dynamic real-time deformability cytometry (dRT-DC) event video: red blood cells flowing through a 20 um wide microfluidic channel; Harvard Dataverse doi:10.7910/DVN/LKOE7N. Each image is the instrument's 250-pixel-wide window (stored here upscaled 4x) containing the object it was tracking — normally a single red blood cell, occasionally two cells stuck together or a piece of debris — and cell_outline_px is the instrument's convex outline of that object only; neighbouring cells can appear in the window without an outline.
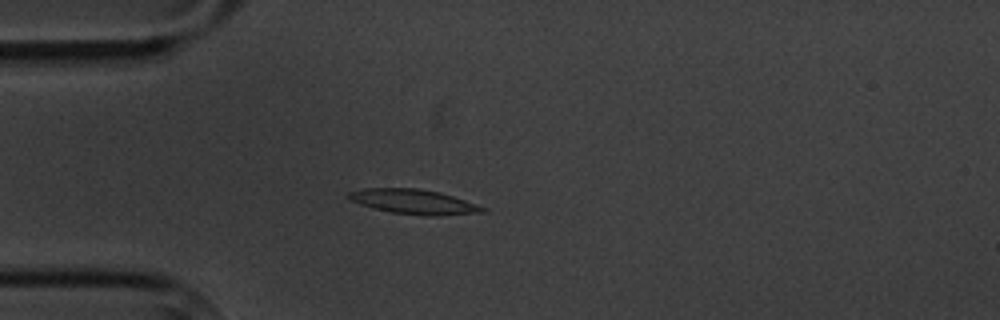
{"species": "common noctule bat (a hibernating species)", "species_latin": "Nyctalus noctula", "temperature_condition": "cold", "stored_images_in_passage": 7, "camera_frame_rate_fps": 3000, "um_per_image_px": 0.085, "animal": {"sex": "male", "body_mass_g": 20.1, "forearm_length_mm": 53.5}, "frame": {"image": 1, "passage_image": 4, "time_ms": 3.667, "image_size_px": [1000, 320], "cell_outline_px": [[488, 208], [484, 212], [436, 216], [424, 216], [392, 212], [372, 208], [360, 204], [352, 200], [348, 196], [348, 192], [364, 188], [416, 188], [440, 192]], "centroid_in_image_um": [35.18, 17.15], "position_along_channel_um": 49.8, "area_um2": 19.19}}
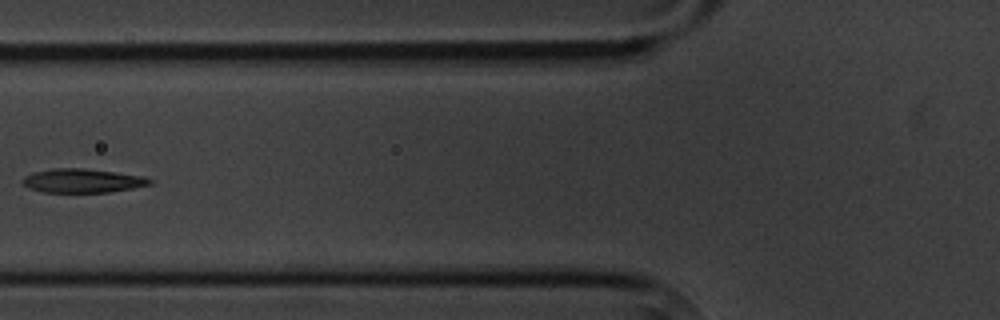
{"frame": {"image": 2, "passage_image": 6, "time_ms": 6.0, "image_size_px": [1000, 320], "cell_outline_px": [[152, 184], [112, 192], [44, 192], [28, 188], [20, 180], [24, 176], [32, 172], [52, 168], [84, 168], [144, 176], [152, 180]], "centroid_in_image_um": [6.98, 15.36], "position_along_channel_um": 118.8, "area_um2": 17.8}}
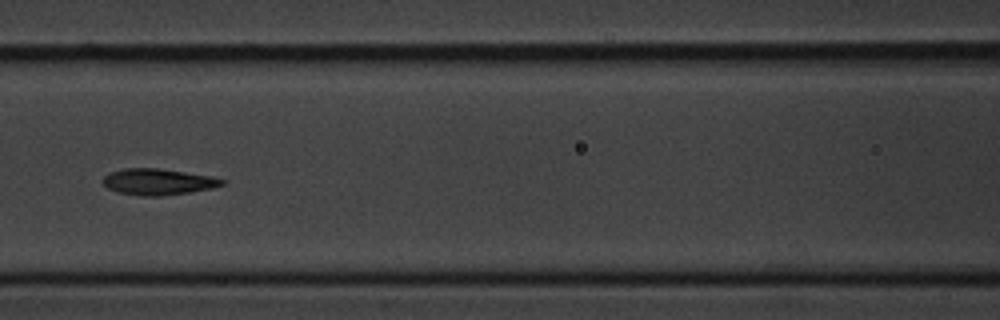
{"frame": {"image": 3, "passage_image": 7, "time_ms": 7.0, "image_size_px": [1000, 320], "cell_outline_px": [[224, 184], [212, 188], [192, 192], [160, 196], [144, 196], [116, 192], [108, 188], [100, 180], [104, 176], [112, 172], [124, 168], [156, 168], [212, 176], [224, 180]], "centroid_in_image_um": [13.41, 15.46], "position_along_channel_um": 153.2, "area_um2": 18.15}}